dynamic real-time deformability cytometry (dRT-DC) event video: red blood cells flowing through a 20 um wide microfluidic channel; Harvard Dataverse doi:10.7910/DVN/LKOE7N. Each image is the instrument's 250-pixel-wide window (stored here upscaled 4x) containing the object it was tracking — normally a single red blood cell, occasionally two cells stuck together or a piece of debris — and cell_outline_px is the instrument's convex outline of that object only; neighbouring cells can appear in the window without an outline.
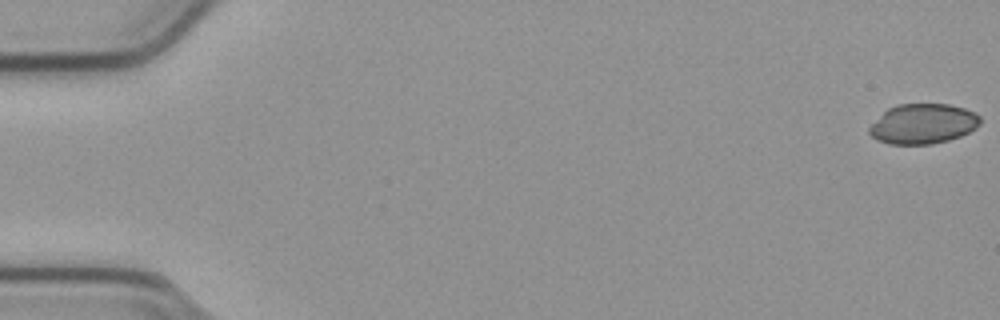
{"species": "common noctule bat (a hibernating species)", "species_latin": "Nyctalus noctula", "temperature_condition": "cold", "stored_images_in_passage": 55, "camera_frame_rate_fps": 3000, "um_per_image_px": 0.085, "animal": {"sex": "male", "body_mass_g": 23.1, "forearm_length_mm": 52.7}, "frame": {"image": 1, "passage_image": 1, "time_ms": 0.0, "image_size_px": [1000, 320], "cell_outline_px": [[980, 124], [976, 128], [960, 136], [948, 140], [932, 144], [888, 144], [876, 140], [868, 132], [868, 128], [888, 108], [896, 104], [948, 104], [964, 108], [980, 116]], "centroid_in_image_um": [78.44, 10.53], "position_along_channel_um": 6.6, "area_um2": 25.78}}
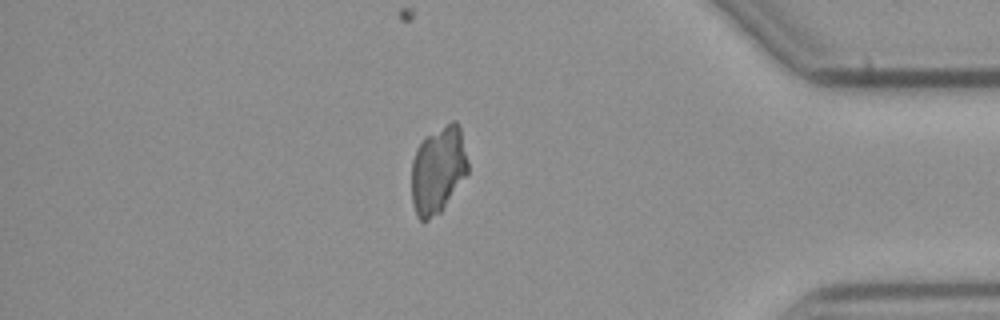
{"frame": {"image": 2, "passage_image": 47, "time_ms": 15.333, "image_size_px": [1000, 320], "cell_outline_px": [[468, 172], [440, 212], [428, 220], [420, 220], [416, 216], [412, 204], [412, 160], [416, 148], [428, 136], [452, 120], [456, 120], [460, 128], [468, 160]], "centroid_in_image_um": [37.23, 14.45], "position_along_channel_um": 398.0, "area_um2": 28.32}}
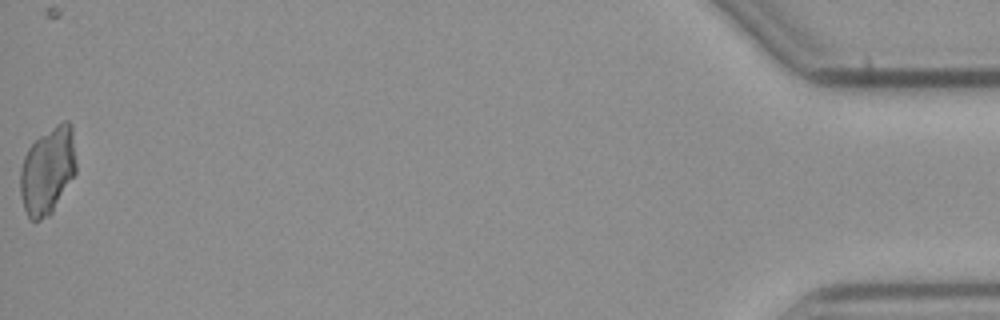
{"frame": {"image": 3, "passage_image": 55, "time_ms": 18.0, "image_size_px": [1000, 320], "cell_outline_px": [[76, 172], [52, 212], [48, 216], [40, 220], [32, 220], [28, 216], [24, 208], [20, 196], [20, 168], [24, 156], [28, 148], [40, 136], [56, 124], [64, 120], [68, 120], [72, 124], [76, 164]], "centroid_in_image_um": [4.05, 14.49], "position_along_channel_um": 431.2, "area_um2": 28.44}}